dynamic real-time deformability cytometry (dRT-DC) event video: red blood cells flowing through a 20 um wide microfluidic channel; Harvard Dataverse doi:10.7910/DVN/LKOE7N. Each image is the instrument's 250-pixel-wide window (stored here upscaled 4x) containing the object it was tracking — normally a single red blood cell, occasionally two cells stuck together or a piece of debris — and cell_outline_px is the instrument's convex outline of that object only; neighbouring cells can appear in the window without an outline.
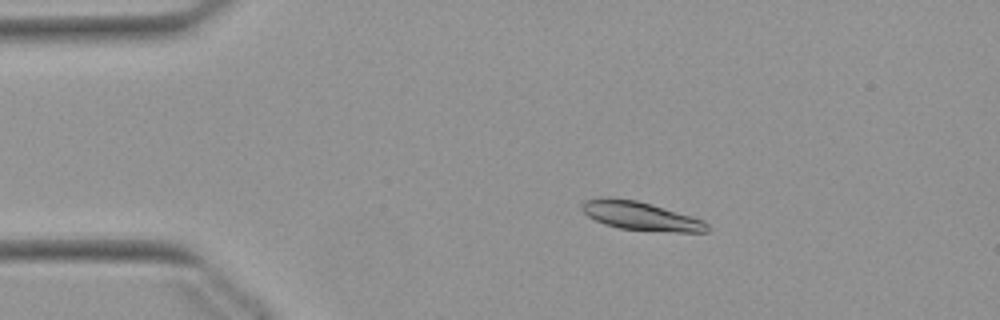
{"species": "Egyptian fruit bat (a non-hibernating species)", "species_latin": "Rousettus aegyptiacus", "temperature_condition": "warm", "stored_images_in_passage": 14, "camera_frame_rate_fps": 3000, "um_per_image_px": 0.085, "animal": {"sex": "female"}, "frame": {"image": 1, "passage_image": 10, "time_ms": 3.0, "image_size_px": [1000, 320], "cell_outline_px": [[708, 232], [676, 232], [620, 228], [604, 224], [588, 216], [580, 208], [580, 204], [584, 200], [608, 196], [636, 200], [652, 204], [692, 216], [704, 220], [708, 224]], "centroid_in_image_um": [54.44, 18.34], "position_along_channel_um": 30.6, "area_um2": 20.92}}